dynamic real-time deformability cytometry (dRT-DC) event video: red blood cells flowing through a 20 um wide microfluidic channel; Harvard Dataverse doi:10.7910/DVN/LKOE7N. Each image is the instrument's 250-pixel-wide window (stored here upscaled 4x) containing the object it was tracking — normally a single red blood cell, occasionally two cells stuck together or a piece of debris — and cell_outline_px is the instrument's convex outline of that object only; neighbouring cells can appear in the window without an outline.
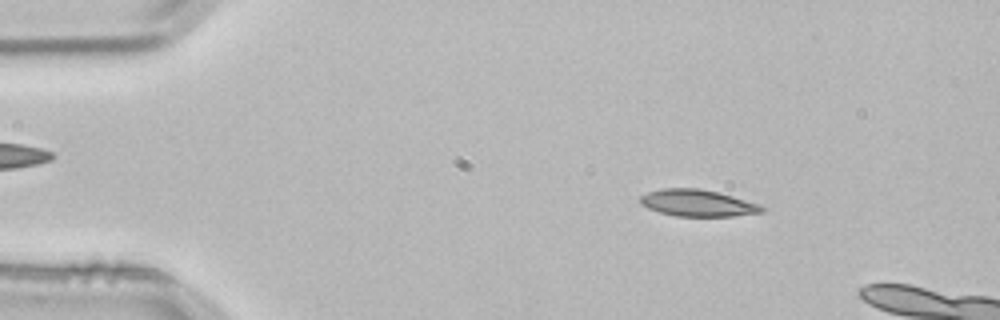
{"species": "common noctule bat (a hibernating species)", "species_latin": "Nyctalus noctula", "temperature_condition": "room temperature", "stored_images_in_passage": 2, "camera_frame_rate_fps": 3000, "um_per_image_px": 0.085, "animal": {"sex": "male", "body_mass_g": 21.5, "forearm_length_mm": 52.0}, "frame": {"image": 1, "passage_image": 1, "time_ms": 0.0, "image_size_px": [1000, 320], "cell_outline_px": [[764, 212], [732, 216], [676, 216], [660, 212], [648, 208], [640, 204], [640, 196], [648, 192], [660, 188], [700, 188], [732, 196], [760, 204], [764, 208]], "centroid_in_image_um": [59.28, 17.25], "position_along_channel_um": 25.7, "area_um2": 18.9}}